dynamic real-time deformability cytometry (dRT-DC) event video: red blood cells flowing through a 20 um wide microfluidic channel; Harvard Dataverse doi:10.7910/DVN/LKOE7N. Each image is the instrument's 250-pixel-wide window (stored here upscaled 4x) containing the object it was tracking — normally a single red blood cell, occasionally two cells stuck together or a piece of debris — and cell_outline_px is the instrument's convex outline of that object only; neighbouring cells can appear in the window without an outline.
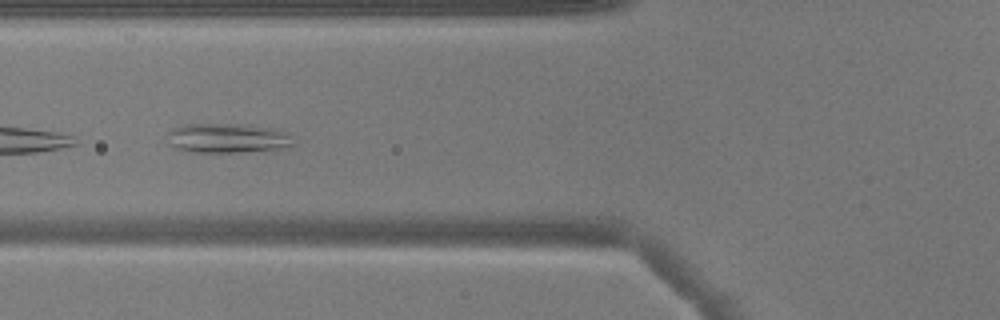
{"species": "common noctule bat (a hibernating species)", "species_latin": "Nyctalus noctula", "temperature_condition": "warm", "stored_images_in_passage": 9, "camera_frame_rate_fps": 3000, "um_per_image_px": 0.085, "animal": {"sex": "male", "body_mass_g": 17.9}, "frame": {"image": 1, "passage_image": 6, "time_ms": 1.667, "image_size_px": [1000, 320], "cell_outline_px": [[296, 144], [292, 148], [276, 152], [196, 152], [176, 148], [168, 144], [168, 132], [172, 128], [184, 124], [252, 124], [276, 128], [292, 132]], "centroid_in_image_um": [19.56, 11.75], "position_along_channel_um": 106.2, "area_um2": 23.06}}